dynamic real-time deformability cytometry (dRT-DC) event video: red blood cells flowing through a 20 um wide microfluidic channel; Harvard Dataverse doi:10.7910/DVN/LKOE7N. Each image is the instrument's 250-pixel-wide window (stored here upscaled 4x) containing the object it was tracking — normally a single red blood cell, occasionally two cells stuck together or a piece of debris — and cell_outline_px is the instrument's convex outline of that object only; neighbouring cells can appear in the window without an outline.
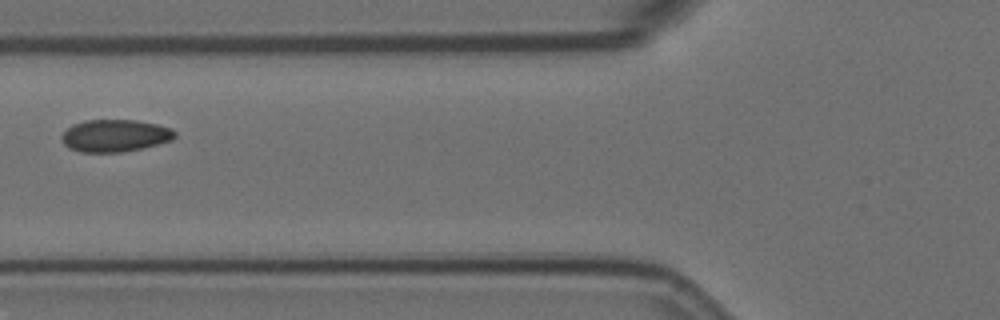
{"species": "Egyptian fruit bat (a non-hibernating species)", "species_latin": "Rousettus aegyptiacus", "temperature_condition": "room temperature", "stored_images_in_passage": 6, "camera_frame_rate_fps": 3000, "um_per_image_px": 0.085, "animal": {"sex": "female"}, "frame": {"image": 1, "passage_image": 6, "time_ms": 1.667, "image_size_px": [1000, 320], "cell_outline_px": [[176, 136], [172, 140], [124, 152], [80, 152], [68, 148], [64, 144], [60, 136], [72, 124], [84, 120], [136, 120], [156, 124], [172, 128], [176, 132]], "centroid_in_image_um": [9.75, 11.52], "position_along_channel_um": 116.0, "area_um2": 21.33}}